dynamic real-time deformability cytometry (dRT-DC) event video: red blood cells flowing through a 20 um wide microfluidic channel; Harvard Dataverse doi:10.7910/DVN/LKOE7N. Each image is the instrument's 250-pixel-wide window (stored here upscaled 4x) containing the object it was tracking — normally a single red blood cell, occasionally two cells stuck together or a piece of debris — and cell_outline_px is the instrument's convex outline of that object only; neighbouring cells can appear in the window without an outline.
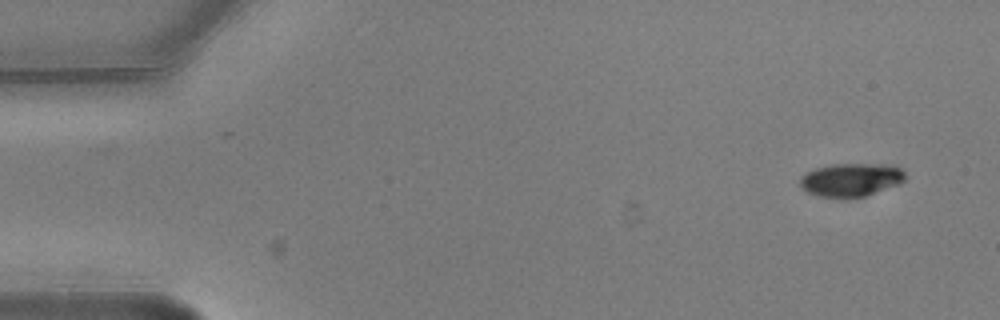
{"species": "common noctule bat (a hibernating species)", "species_latin": "Nyctalus noctula", "temperature_condition": "warm", "stored_images_in_passage": 4, "camera_frame_rate_fps": 3000, "um_per_image_px": 0.085, "animal": {"sex": "male", "body_mass_g": 20.5, "forearm_length_mm": 52.5}, "frame": {"image": 1, "passage_image": 1, "time_ms": 0.0, "image_size_px": [1000, 320], "cell_outline_px": [[908, 176], [900, 184], [864, 196], [844, 200], [816, 196], [800, 188], [800, 176], [816, 168], [832, 164], [896, 164]], "centroid_in_image_um": [72.35, 15.3], "position_along_channel_um": 12.7, "area_um2": 21.04}}
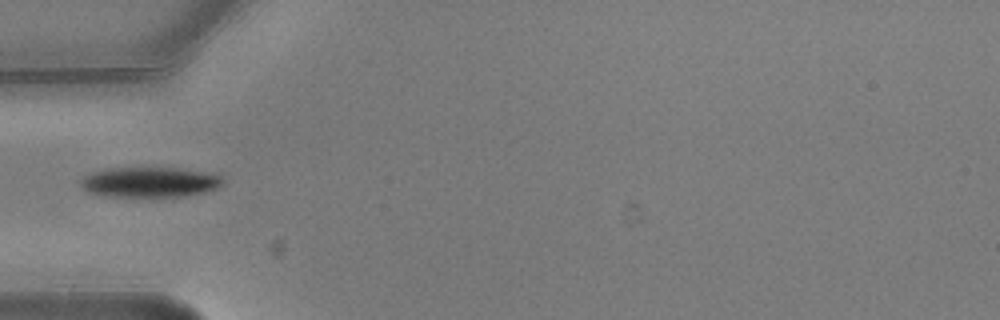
{"frame": {"image": 2, "passage_image": 4, "time_ms": 1.0, "image_size_px": [1000, 320], "cell_outline_px": [[224, 184], [216, 188], [204, 192], [184, 196], [108, 196], [88, 192], [80, 188], [80, 180], [84, 176], [92, 172], [104, 168], [180, 168], [216, 172], [224, 180]], "centroid_in_image_um": [12.75, 15.46], "position_along_channel_um": 72.2, "area_um2": 25.32}}